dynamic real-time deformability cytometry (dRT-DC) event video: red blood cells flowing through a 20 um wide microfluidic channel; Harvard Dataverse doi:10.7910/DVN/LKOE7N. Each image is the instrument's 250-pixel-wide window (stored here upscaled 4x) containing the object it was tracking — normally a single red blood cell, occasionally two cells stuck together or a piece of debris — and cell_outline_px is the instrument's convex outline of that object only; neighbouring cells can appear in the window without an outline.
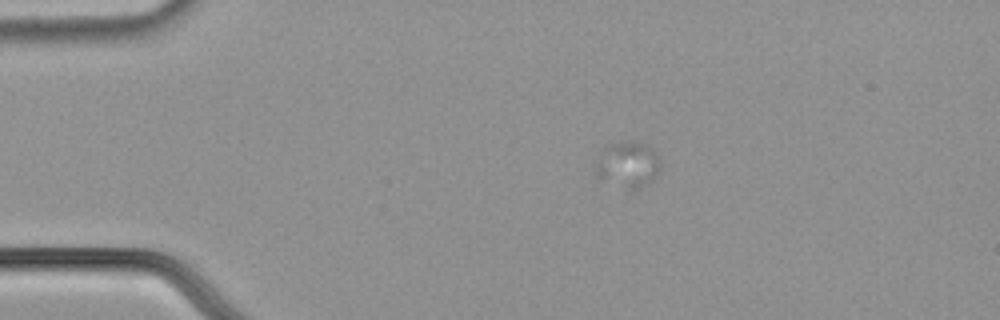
{"species": "common noctule bat (a hibernating species)", "species_latin": "Nyctalus noctula", "temperature_condition": "cold", "stored_images_in_passage": 45, "camera_frame_rate_fps": 3000, "um_per_image_px": 0.085, "animal": {"sex": "male", "body_mass_g": 21.5, "forearm_length_mm": 52.0}, "frame": {"image": 1, "passage_image": 1, "time_ms": 0.0, "image_size_px": [1000, 320], "cell_outline_px": [[660, 164], [652, 180], [636, 188], [632, 188], [596, 176], [596, 164], [604, 148], [612, 144], [640, 144], [648, 148], [660, 160]], "centroid_in_image_um": [53.34, 14.0], "position_along_channel_um": 31.7, "area_um2": 15.61}}
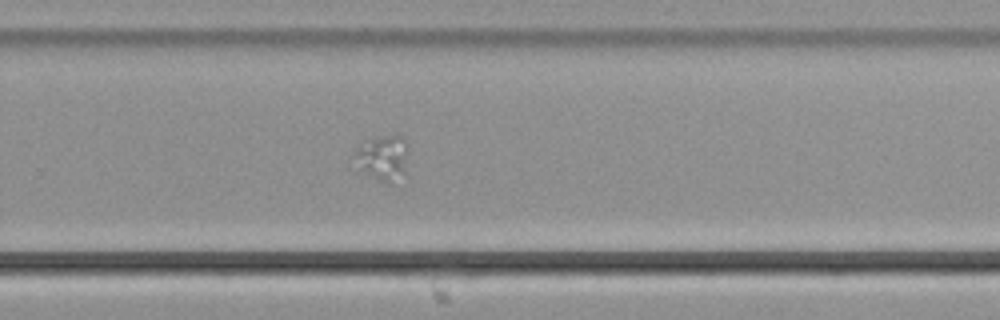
{"frame": {"image": 2, "passage_image": 28, "time_ms": 9.0, "image_size_px": [1000, 320], "cell_outline_px": [[408, 148], [404, 172], [388, 184], [364, 172], [360, 168], [356, 152], [356, 148], [360, 144], [384, 136], [404, 136]], "centroid_in_image_um": [32.59, 13.39], "position_along_channel_um": 297.2, "area_um2": 13.35}}
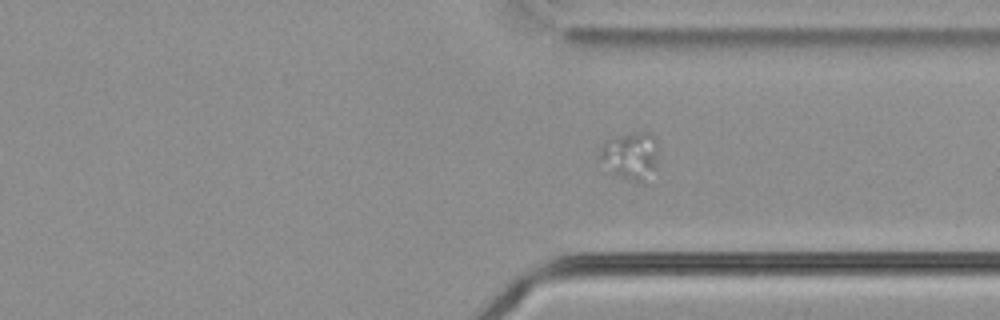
{"frame": {"image": 3, "passage_image": 33, "time_ms": 10.667, "image_size_px": [1000, 320], "cell_outline_px": [[656, 168], [644, 184], [616, 176], [596, 160], [596, 156], [604, 140], [616, 136], [632, 132], [652, 132], [656, 140]], "centroid_in_image_um": [53.53, 13.24], "position_along_channel_um": 357.9, "area_um2": 16.94}}